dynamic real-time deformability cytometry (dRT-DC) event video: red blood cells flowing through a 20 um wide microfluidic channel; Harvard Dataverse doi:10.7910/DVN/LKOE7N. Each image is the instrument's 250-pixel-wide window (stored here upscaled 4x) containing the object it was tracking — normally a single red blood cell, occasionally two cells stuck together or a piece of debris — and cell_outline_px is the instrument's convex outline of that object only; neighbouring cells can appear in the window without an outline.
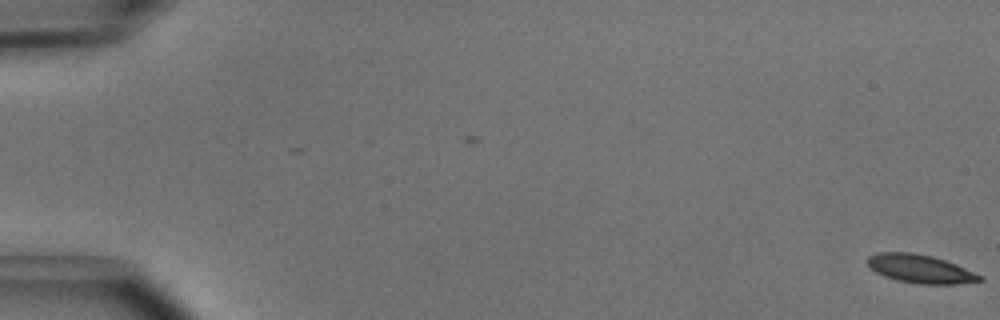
{"species": "common noctule bat (a hibernating species)", "species_latin": "Nyctalus noctula", "temperature_condition": "cold", "stored_images_in_passage": 6, "camera_frame_rate_fps": 3000, "um_per_image_px": 0.085, "animal": {"sex": "male", "body_mass_g": 15.6}, "frame": {"image": 1, "passage_image": 1, "time_ms": 0.0, "image_size_px": [1000, 320], "cell_outline_px": [[984, 280], [956, 284], [920, 284], [900, 280], [884, 276], [876, 272], [868, 264], [868, 256], [876, 252], [912, 252], [932, 256], [944, 260], [984, 276]], "centroid_in_image_um": [78.23, 22.84], "position_along_channel_um": 6.8, "area_um2": 18.38}}
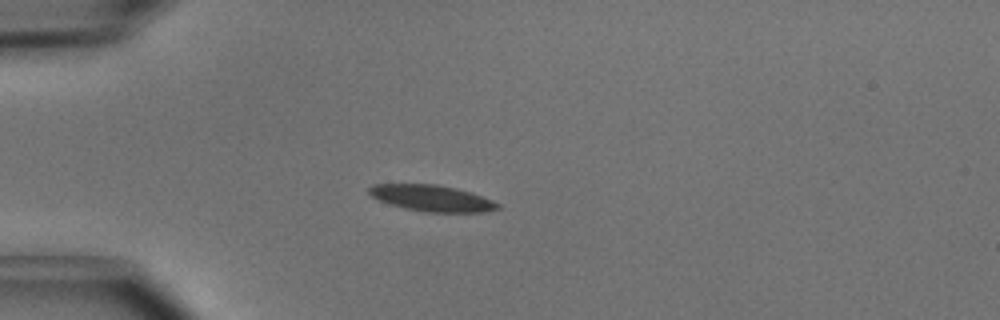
{"frame": {"image": 2, "passage_image": 5, "time_ms": 1.333, "image_size_px": [1000, 320], "cell_outline_px": [[500, 208], [484, 212], [424, 212], [404, 208], [388, 204], [372, 196], [368, 192], [368, 188], [372, 184], [436, 184], [456, 188], [472, 192], [492, 200], [500, 204]], "centroid_in_image_um": [36.71, 16.84], "position_along_channel_um": 48.3, "area_um2": 19.77}}